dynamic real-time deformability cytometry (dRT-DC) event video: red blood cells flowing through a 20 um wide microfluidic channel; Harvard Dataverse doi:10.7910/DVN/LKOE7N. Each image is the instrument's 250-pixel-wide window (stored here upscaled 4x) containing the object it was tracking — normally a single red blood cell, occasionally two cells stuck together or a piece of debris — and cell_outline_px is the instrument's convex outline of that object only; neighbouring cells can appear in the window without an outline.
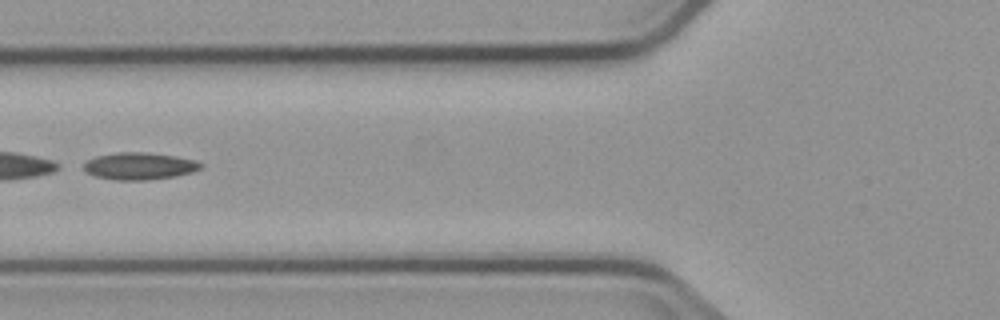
{"species": "common noctule bat (a hibernating species)", "species_latin": "Nyctalus noctula", "temperature_condition": "cold", "stored_images_in_passage": 6, "camera_frame_rate_fps": 3000, "um_per_image_px": 0.085, "animal": {"sex": "male", "body_mass_g": 23.1, "forearm_length_mm": 52.7}, "frame": {"image": 1, "passage_image": 5, "time_ms": 4.667, "image_size_px": [1000, 320], "cell_outline_px": [[204, 164], [200, 168], [192, 172], [176, 176], [144, 180], [116, 180], [96, 176], [84, 172], [84, 164], [88, 160], [96, 156], [116, 152], [148, 152], [176, 156], [196, 160]], "centroid_in_image_um": [11.86, 14.11], "position_along_channel_um": 113.9, "area_um2": 18.55}}
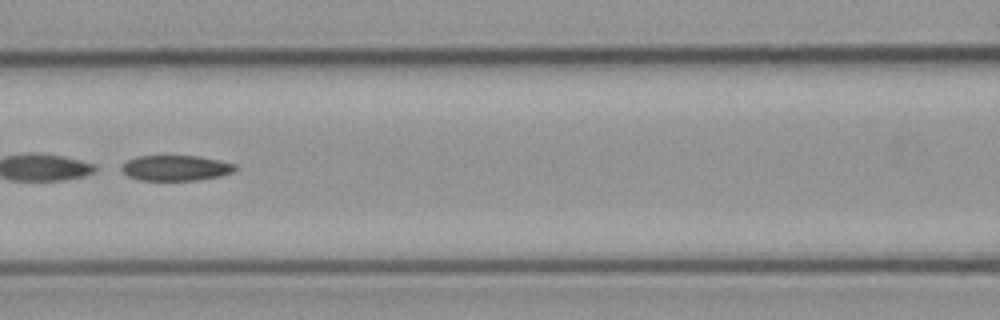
{"frame": {"image": 2, "passage_image": 6, "time_ms": 5.667, "image_size_px": [1000, 320], "cell_outline_px": [[236, 168], [232, 172], [220, 176], [196, 180], [140, 180], [128, 176], [120, 168], [128, 160], [140, 156], [200, 156], [220, 160], [236, 164]], "centroid_in_image_um": [14.97, 14.27], "position_along_channel_um": 151.6, "area_um2": 16.7}}